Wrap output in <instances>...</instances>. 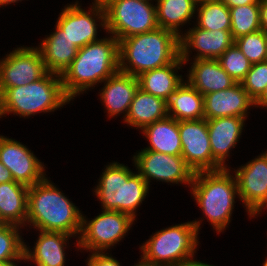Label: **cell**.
<instances>
[{
	"label": "cell",
	"instance_id": "26",
	"mask_svg": "<svg viewBox=\"0 0 267 266\" xmlns=\"http://www.w3.org/2000/svg\"><path fill=\"white\" fill-rule=\"evenodd\" d=\"M150 146L143 150L156 151L168 155H181L182 145L179 121L172 117L155 121L142 129Z\"/></svg>",
	"mask_w": 267,
	"mask_h": 266
},
{
	"label": "cell",
	"instance_id": "40",
	"mask_svg": "<svg viewBox=\"0 0 267 266\" xmlns=\"http://www.w3.org/2000/svg\"><path fill=\"white\" fill-rule=\"evenodd\" d=\"M262 106L267 108V86L262 95L255 101V107Z\"/></svg>",
	"mask_w": 267,
	"mask_h": 266
},
{
	"label": "cell",
	"instance_id": "11",
	"mask_svg": "<svg viewBox=\"0 0 267 266\" xmlns=\"http://www.w3.org/2000/svg\"><path fill=\"white\" fill-rule=\"evenodd\" d=\"M47 73L37 47H17L0 60V94L7 88L36 82Z\"/></svg>",
	"mask_w": 267,
	"mask_h": 266
},
{
	"label": "cell",
	"instance_id": "33",
	"mask_svg": "<svg viewBox=\"0 0 267 266\" xmlns=\"http://www.w3.org/2000/svg\"><path fill=\"white\" fill-rule=\"evenodd\" d=\"M217 60L237 83H241L245 79L252 65L235 44L229 47Z\"/></svg>",
	"mask_w": 267,
	"mask_h": 266
},
{
	"label": "cell",
	"instance_id": "1",
	"mask_svg": "<svg viewBox=\"0 0 267 266\" xmlns=\"http://www.w3.org/2000/svg\"><path fill=\"white\" fill-rule=\"evenodd\" d=\"M119 71V41L112 35L78 49L61 75L65 94L74 97Z\"/></svg>",
	"mask_w": 267,
	"mask_h": 266
},
{
	"label": "cell",
	"instance_id": "2",
	"mask_svg": "<svg viewBox=\"0 0 267 266\" xmlns=\"http://www.w3.org/2000/svg\"><path fill=\"white\" fill-rule=\"evenodd\" d=\"M179 56L180 37L160 27L119 41V71L135 77L167 66Z\"/></svg>",
	"mask_w": 267,
	"mask_h": 266
},
{
	"label": "cell",
	"instance_id": "45",
	"mask_svg": "<svg viewBox=\"0 0 267 266\" xmlns=\"http://www.w3.org/2000/svg\"><path fill=\"white\" fill-rule=\"evenodd\" d=\"M263 266H267V259L264 261Z\"/></svg>",
	"mask_w": 267,
	"mask_h": 266
},
{
	"label": "cell",
	"instance_id": "5",
	"mask_svg": "<svg viewBox=\"0 0 267 266\" xmlns=\"http://www.w3.org/2000/svg\"><path fill=\"white\" fill-rule=\"evenodd\" d=\"M70 101L64 92L61 75L48 72L36 82L5 89L0 94V118L10 113L28 117L53 112Z\"/></svg>",
	"mask_w": 267,
	"mask_h": 266
},
{
	"label": "cell",
	"instance_id": "37",
	"mask_svg": "<svg viewBox=\"0 0 267 266\" xmlns=\"http://www.w3.org/2000/svg\"><path fill=\"white\" fill-rule=\"evenodd\" d=\"M220 1H222L228 8L244 6L248 4H260V0H220Z\"/></svg>",
	"mask_w": 267,
	"mask_h": 266
},
{
	"label": "cell",
	"instance_id": "21",
	"mask_svg": "<svg viewBox=\"0 0 267 266\" xmlns=\"http://www.w3.org/2000/svg\"><path fill=\"white\" fill-rule=\"evenodd\" d=\"M48 72L62 75L77 55L78 48L65 36L57 24L55 32L37 47Z\"/></svg>",
	"mask_w": 267,
	"mask_h": 266
},
{
	"label": "cell",
	"instance_id": "41",
	"mask_svg": "<svg viewBox=\"0 0 267 266\" xmlns=\"http://www.w3.org/2000/svg\"><path fill=\"white\" fill-rule=\"evenodd\" d=\"M134 266H161V265H155V264H152V263H148L146 261H144L142 258H141V262L139 261L136 265Z\"/></svg>",
	"mask_w": 267,
	"mask_h": 266
},
{
	"label": "cell",
	"instance_id": "25",
	"mask_svg": "<svg viewBox=\"0 0 267 266\" xmlns=\"http://www.w3.org/2000/svg\"><path fill=\"white\" fill-rule=\"evenodd\" d=\"M168 116L166 100L138 88L124 122L131 127L143 129L151 123Z\"/></svg>",
	"mask_w": 267,
	"mask_h": 266
},
{
	"label": "cell",
	"instance_id": "3",
	"mask_svg": "<svg viewBox=\"0 0 267 266\" xmlns=\"http://www.w3.org/2000/svg\"><path fill=\"white\" fill-rule=\"evenodd\" d=\"M82 216L79 208L70 202L47 177L28 188L26 223H30L29 225L38 231L80 235Z\"/></svg>",
	"mask_w": 267,
	"mask_h": 266
},
{
	"label": "cell",
	"instance_id": "17",
	"mask_svg": "<svg viewBox=\"0 0 267 266\" xmlns=\"http://www.w3.org/2000/svg\"><path fill=\"white\" fill-rule=\"evenodd\" d=\"M255 106L241 83L231 88L204 95V119L221 117H247V111Z\"/></svg>",
	"mask_w": 267,
	"mask_h": 266
},
{
	"label": "cell",
	"instance_id": "43",
	"mask_svg": "<svg viewBox=\"0 0 267 266\" xmlns=\"http://www.w3.org/2000/svg\"><path fill=\"white\" fill-rule=\"evenodd\" d=\"M196 3H201V2H205V1H220V0H195Z\"/></svg>",
	"mask_w": 267,
	"mask_h": 266
},
{
	"label": "cell",
	"instance_id": "29",
	"mask_svg": "<svg viewBox=\"0 0 267 266\" xmlns=\"http://www.w3.org/2000/svg\"><path fill=\"white\" fill-rule=\"evenodd\" d=\"M197 8V27L208 31L231 30L229 8L222 1L201 2Z\"/></svg>",
	"mask_w": 267,
	"mask_h": 266
},
{
	"label": "cell",
	"instance_id": "14",
	"mask_svg": "<svg viewBox=\"0 0 267 266\" xmlns=\"http://www.w3.org/2000/svg\"><path fill=\"white\" fill-rule=\"evenodd\" d=\"M235 178L238 198L251 218L257 216L267 208V154L263 153L235 170Z\"/></svg>",
	"mask_w": 267,
	"mask_h": 266
},
{
	"label": "cell",
	"instance_id": "19",
	"mask_svg": "<svg viewBox=\"0 0 267 266\" xmlns=\"http://www.w3.org/2000/svg\"><path fill=\"white\" fill-rule=\"evenodd\" d=\"M244 117H221L207 120L212 157L227 168L225 160L231 148L236 147L244 126Z\"/></svg>",
	"mask_w": 267,
	"mask_h": 266
},
{
	"label": "cell",
	"instance_id": "8",
	"mask_svg": "<svg viewBox=\"0 0 267 266\" xmlns=\"http://www.w3.org/2000/svg\"><path fill=\"white\" fill-rule=\"evenodd\" d=\"M104 7L107 33L118 41L157 29L156 6L141 0H98Z\"/></svg>",
	"mask_w": 267,
	"mask_h": 266
},
{
	"label": "cell",
	"instance_id": "16",
	"mask_svg": "<svg viewBox=\"0 0 267 266\" xmlns=\"http://www.w3.org/2000/svg\"><path fill=\"white\" fill-rule=\"evenodd\" d=\"M184 34L180 37V57L184 63L190 60L191 48L198 52L194 60L218 59L234 44L230 30L208 31L195 25Z\"/></svg>",
	"mask_w": 267,
	"mask_h": 266
},
{
	"label": "cell",
	"instance_id": "34",
	"mask_svg": "<svg viewBox=\"0 0 267 266\" xmlns=\"http://www.w3.org/2000/svg\"><path fill=\"white\" fill-rule=\"evenodd\" d=\"M241 84L249 96L256 101L267 86V60L252 64Z\"/></svg>",
	"mask_w": 267,
	"mask_h": 266
},
{
	"label": "cell",
	"instance_id": "13",
	"mask_svg": "<svg viewBox=\"0 0 267 266\" xmlns=\"http://www.w3.org/2000/svg\"><path fill=\"white\" fill-rule=\"evenodd\" d=\"M181 156L194 173L223 167L212 157L207 120L179 121Z\"/></svg>",
	"mask_w": 267,
	"mask_h": 266
},
{
	"label": "cell",
	"instance_id": "7",
	"mask_svg": "<svg viewBox=\"0 0 267 266\" xmlns=\"http://www.w3.org/2000/svg\"><path fill=\"white\" fill-rule=\"evenodd\" d=\"M201 220L170 226L153 234L140 247L141 258L155 265L173 266L194 257Z\"/></svg>",
	"mask_w": 267,
	"mask_h": 266
},
{
	"label": "cell",
	"instance_id": "30",
	"mask_svg": "<svg viewBox=\"0 0 267 266\" xmlns=\"http://www.w3.org/2000/svg\"><path fill=\"white\" fill-rule=\"evenodd\" d=\"M233 39L261 29L260 4H248L229 8Z\"/></svg>",
	"mask_w": 267,
	"mask_h": 266
},
{
	"label": "cell",
	"instance_id": "28",
	"mask_svg": "<svg viewBox=\"0 0 267 266\" xmlns=\"http://www.w3.org/2000/svg\"><path fill=\"white\" fill-rule=\"evenodd\" d=\"M157 24L160 28L174 32L178 37L183 34L180 26L187 24L197 9L195 0H156Z\"/></svg>",
	"mask_w": 267,
	"mask_h": 266
},
{
	"label": "cell",
	"instance_id": "23",
	"mask_svg": "<svg viewBox=\"0 0 267 266\" xmlns=\"http://www.w3.org/2000/svg\"><path fill=\"white\" fill-rule=\"evenodd\" d=\"M28 186L16 181L0 184V222L24 227L27 222Z\"/></svg>",
	"mask_w": 267,
	"mask_h": 266
},
{
	"label": "cell",
	"instance_id": "10",
	"mask_svg": "<svg viewBox=\"0 0 267 266\" xmlns=\"http://www.w3.org/2000/svg\"><path fill=\"white\" fill-rule=\"evenodd\" d=\"M140 176L150 185V180L185 183L191 185L195 173L181 155H168L151 150H141L133 157Z\"/></svg>",
	"mask_w": 267,
	"mask_h": 266
},
{
	"label": "cell",
	"instance_id": "38",
	"mask_svg": "<svg viewBox=\"0 0 267 266\" xmlns=\"http://www.w3.org/2000/svg\"><path fill=\"white\" fill-rule=\"evenodd\" d=\"M11 181L14 180L10 170L6 169V167L0 162V184Z\"/></svg>",
	"mask_w": 267,
	"mask_h": 266
},
{
	"label": "cell",
	"instance_id": "39",
	"mask_svg": "<svg viewBox=\"0 0 267 266\" xmlns=\"http://www.w3.org/2000/svg\"><path fill=\"white\" fill-rule=\"evenodd\" d=\"M193 258L194 257H191L189 259L180 261L179 263H176L173 266H214L207 263H202L201 261H196Z\"/></svg>",
	"mask_w": 267,
	"mask_h": 266
},
{
	"label": "cell",
	"instance_id": "9",
	"mask_svg": "<svg viewBox=\"0 0 267 266\" xmlns=\"http://www.w3.org/2000/svg\"><path fill=\"white\" fill-rule=\"evenodd\" d=\"M82 216V227L77 246L90 252H104L114 246L130 230L134 219L122 212L103 210L88 222Z\"/></svg>",
	"mask_w": 267,
	"mask_h": 266
},
{
	"label": "cell",
	"instance_id": "15",
	"mask_svg": "<svg viewBox=\"0 0 267 266\" xmlns=\"http://www.w3.org/2000/svg\"><path fill=\"white\" fill-rule=\"evenodd\" d=\"M0 162L10 170L13 180L28 187L45 178V167L19 141L0 135Z\"/></svg>",
	"mask_w": 267,
	"mask_h": 266
},
{
	"label": "cell",
	"instance_id": "32",
	"mask_svg": "<svg viewBox=\"0 0 267 266\" xmlns=\"http://www.w3.org/2000/svg\"><path fill=\"white\" fill-rule=\"evenodd\" d=\"M234 44L252 64L267 60V33L262 29L235 39Z\"/></svg>",
	"mask_w": 267,
	"mask_h": 266
},
{
	"label": "cell",
	"instance_id": "35",
	"mask_svg": "<svg viewBox=\"0 0 267 266\" xmlns=\"http://www.w3.org/2000/svg\"><path fill=\"white\" fill-rule=\"evenodd\" d=\"M108 253L105 252H93L88 258V266H120L118 260L112 256H107Z\"/></svg>",
	"mask_w": 267,
	"mask_h": 266
},
{
	"label": "cell",
	"instance_id": "36",
	"mask_svg": "<svg viewBox=\"0 0 267 266\" xmlns=\"http://www.w3.org/2000/svg\"><path fill=\"white\" fill-rule=\"evenodd\" d=\"M260 25L261 29L267 33V0H260Z\"/></svg>",
	"mask_w": 267,
	"mask_h": 266
},
{
	"label": "cell",
	"instance_id": "20",
	"mask_svg": "<svg viewBox=\"0 0 267 266\" xmlns=\"http://www.w3.org/2000/svg\"><path fill=\"white\" fill-rule=\"evenodd\" d=\"M191 64L186 81L203 96L231 88L237 83L221 67L217 59H196Z\"/></svg>",
	"mask_w": 267,
	"mask_h": 266
},
{
	"label": "cell",
	"instance_id": "31",
	"mask_svg": "<svg viewBox=\"0 0 267 266\" xmlns=\"http://www.w3.org/2000/svg\"><path fill=\"white\" fill-rule=\"evenodd\" d=\"M19 227L13 224H0V264L7 265L18 260L27 261L24 257V244L19 234Z\"/></svg>",
	"mask_w": 267,
	"mask_h": 266
},
{
	"label": "cell",
	"instance_id": "24",
	"mask_svg": "<svg viewBox=\"0 0 267 266\" xmlns=\"http://www.w3.org/2000/svg\"><path fill=\"white\" fill-rule=\"evenodd\" d=\"M183 64L185 63L179 56L173 63L167 66L142 73L137 77L139 88L144 92L168 101L170 96L184 81L182 75H177L175 72V70L181 69Z\"/></svg>",
	"mask_w": 267,
	"mask_h": 266
},
{
	"label": "cell",
	"instance_id": "18",
	"mask_svg": "<svg viewBox=\"0 0 267 266\" xmlns=\"http://www.w3.org/2000/svg\"><path fill=\"white\" fill-rule=\"evenodd\" d=\"M104 87L100 93L101 101L108 111L109 118L128 114L130 104L139 88L138 78L121 71L116 72L104 81ZM126 114H125V113Z\"/></svg>",
	"mask_w": 267,
	"mask_h": 266
},
{
	"label": "cell",
	"instance_id": "4",
	"mask_svg": "<svg viewBox=\"0 0 267 266\" xmlns=\"http://www.w3.org/2000/svg\"><path fill=\"white\" fill-rule=\"evenodd\" d=\"M233 176L229 168L197 172L190 185L197 205L217 233L229 225L235 195H239L237 181Z\"/></svg>",
	"mask_w": 267,
	"mask_h": 266
},
{
	"label": "cell",
	"instance_id": "6",
	"mask_svg": "<svg viewBox=\"0 0 267 266\" xmlns=\"http://www.w3.org/2000/svg\"><path fill=\"white\" fill-rule=\"evenodd\" d=\"M94 190L103 210L126 213L136 220V209L149 193V185L139 173L113 162L106 166Z\"/></svg>",
	"mask_w": 267,
	"mask_h": 266
},
{
	"label": "cell",
	"instance_id": "42",
	"mask_svg": "<svg viewBox=\"0 0 267 266\" xmlns=\"http://www.w3.org/2000/svg\"><path fill=\"white\" fill-rule=\"evenodd\" d=\"M18 1H21V0H0V6L4 7V5H8V4H11V3H16Z\"/></svg>",
	"mask_w": 267,
	"mask_h": 266
},
{
	"label": "cell",
	"instance_id": "44",
	"mask_svg": "<svg viewBox=\"0 0 267 266\" xmlns=\"http://www.w3.org/2000/svg\"><path fill=\"white\" fill-rule=\"evenodd\" d=\"M2 266H17L16 263H11V264H7V265H2Z\"/></svg>",
	"mask_w": 267,
	"mask_h": 266
},
{
	"label": "cell",
	"instance_id": "22",
	"mask_svg": "<svg viewBox=\"0 0 267 266\" xmlns=\"http://www.w3.org/2000/svg\"><path fill=\"white\" fill-rule=\"evenodd\" d=\"M32 251L24 244V257L36 266H64L67 240L71 236L63 232L40 231ZM65 247V248H64Z\"/></svg>",
	"mask_w": 267,
	"mask_h": 266
},
{
	"label": "cell",
	"instance_id": "27",
	"mask_svg": "<svg viewBox=\"0 0 267 266\" xmlns=\"http://www.w3.org/2000/svg\"><path fill=\"white\" fill-rule=\"evenodd\" d=\"M168 115L177 121L204 118V96L188 81L183 82L167 101Z\"/></svg>",
	"mask_w": 267,
	"mask_h": 266
},
{
	"label": "cell",
	"instance_id": "12",
	"mask_svg": "<svg viewBox=\"0 0 267 266\" xmlns=\"http://www.w3.org/2000/svg\"><path fill=\"white\" fill-rule=\"evenodd\" d=\"M93 6L87 12L81 8L78 1L75 4H69L60 13L57 25L64 30L65 36L78 48H82L89 43L96 42L98 24L106 30L105 11L103 5L94 0ZM99 21H97V20Z\"/></svg>",
	"mask_w": 267,
	"mask_h": 266
}]
</instances>
